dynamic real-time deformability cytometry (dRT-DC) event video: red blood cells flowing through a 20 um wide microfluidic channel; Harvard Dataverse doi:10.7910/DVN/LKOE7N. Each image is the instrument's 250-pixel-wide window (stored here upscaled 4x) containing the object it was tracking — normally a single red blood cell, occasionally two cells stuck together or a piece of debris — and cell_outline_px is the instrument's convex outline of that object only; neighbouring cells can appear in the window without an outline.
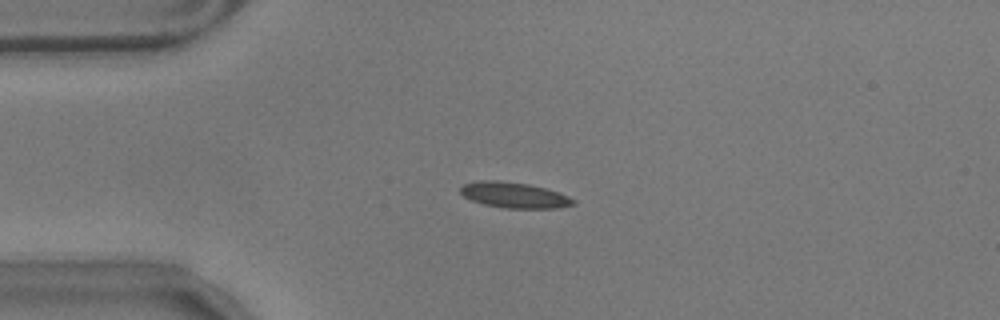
{"species": "common noctule bat (a hibernating species)", "species_latin": "Nyctalus noctula", "temperature_condition": "warm", "stored_images_in_passage": 45, "camera_frame_rate_fps": 3000, "um_per_image_px": 0.085, "animal": {"sex": "male", "body_mass_g": 17.9}, "frame": {"image": 1, "passage_image": 1, "time_ms": 0.0, "image_size_px": [1000, 320], "cell_outline_px": [[576, 204], [556, 208], [504, 208], [484, 204], [472, 200], [464, 196], [460, 192], [460, 188], [464, 184], [480, 180], [496, 180], [528, 184], [548, 188], [568, 196], [576, 200]], "centroid_in_image_um": [43.73, 16.58], "position_along_channel_um": 41.3, "area_um2": 16.88}}
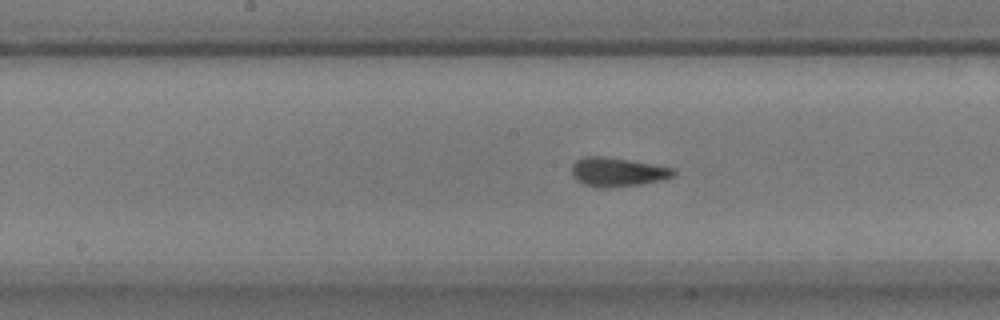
{"frame": {"image": 2, "passage_image": 16, "time_ms": 5.0, "image_size_px": [1000, 320], "cell_outline_px": [[676, 176], [660, 180], [640, 184], [608, 188], [596, 188], [584, 184], [576, 180], [572, 176], [572, 164], [576, 160], [584, 156], [604, 156], [676, 168]], "centroid_in_image_um": [52.48, 14.62], "position_along_channel_um": 195.7, "area_um2": 17.34}}
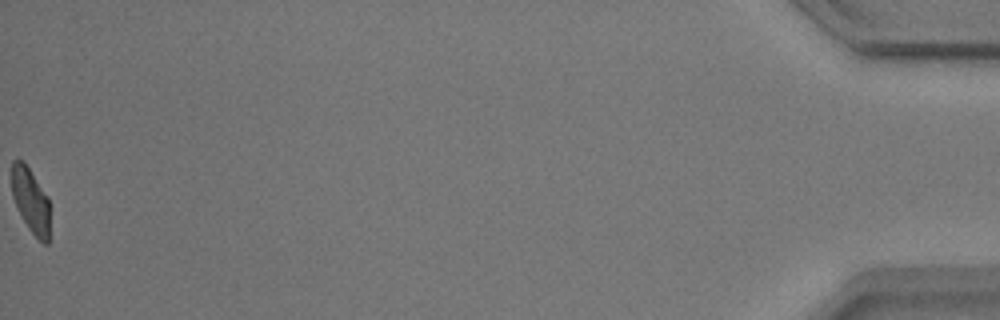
{"frame": {"image": 3, "passage_image": 45, "time_ms": 14.667, "image_size_px": [1000, 320], "cell_outline_px": [[48, 244], [44, 244], [28, 228], [16, 208], [12, 196], [12, 160], [24, 160], [48, 196]], "centroid_in_image_um": [2.58, 16.99], "position_along_channel_um": 432.6, "area_um2": 14.33}, "authors_computed_cell_mechanics": {"area_um2": 16.2996, "velocity_mm_per_s": 3.5116, "shape_relaxation_time_tau1_ms": 3.3221, "shape_relaxation_time_tau2_ms": 0.8515, "deformation_change_tau1": 0.1925, "deformation_change_tau2": 0.0824}}